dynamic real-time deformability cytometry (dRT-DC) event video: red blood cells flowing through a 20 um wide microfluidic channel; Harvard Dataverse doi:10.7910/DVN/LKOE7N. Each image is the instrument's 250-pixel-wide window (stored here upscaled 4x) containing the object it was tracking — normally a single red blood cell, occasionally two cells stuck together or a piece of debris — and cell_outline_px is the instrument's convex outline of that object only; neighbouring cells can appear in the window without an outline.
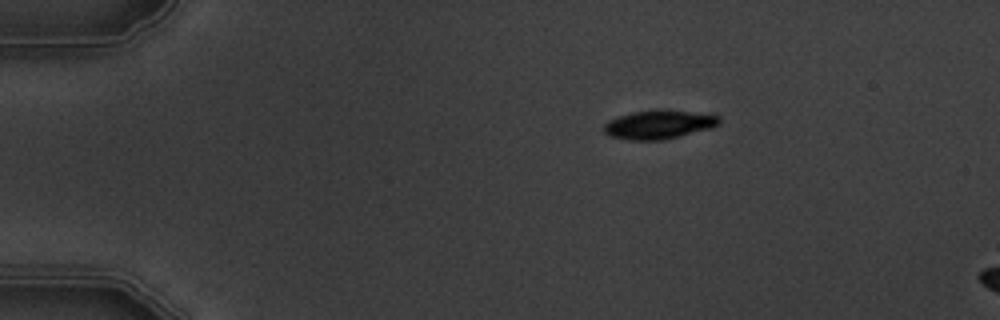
{"species": "common noctule bat (a hibernating species)", "species_latin": "Nyctalus noctula", "temperature_condition": "warm", "stored_images_in_passage": 6, "camera_frame_rate_fps": 3000, "um_per_image_px": 0.085, "animal": {"sex": "male", "body_mass_g": 19.5, "forearm_length_mm": 54.6}, "frame": {"image": 1, "passage_image": 4, "time_ms": 3.333, "image_size_px": [1000, 320], "cell_outline_px": [[720, 124], [712, 128], [664, 140], [628, 140], [608, 136], [604, 132], [604, 124], [608, 120], [632, 112], [688, 112], [720, 116]], "centroid_in_image_um": [55.97, 10.64], "position_along_channel_um": 29.0, "area_um2": 18.67}}